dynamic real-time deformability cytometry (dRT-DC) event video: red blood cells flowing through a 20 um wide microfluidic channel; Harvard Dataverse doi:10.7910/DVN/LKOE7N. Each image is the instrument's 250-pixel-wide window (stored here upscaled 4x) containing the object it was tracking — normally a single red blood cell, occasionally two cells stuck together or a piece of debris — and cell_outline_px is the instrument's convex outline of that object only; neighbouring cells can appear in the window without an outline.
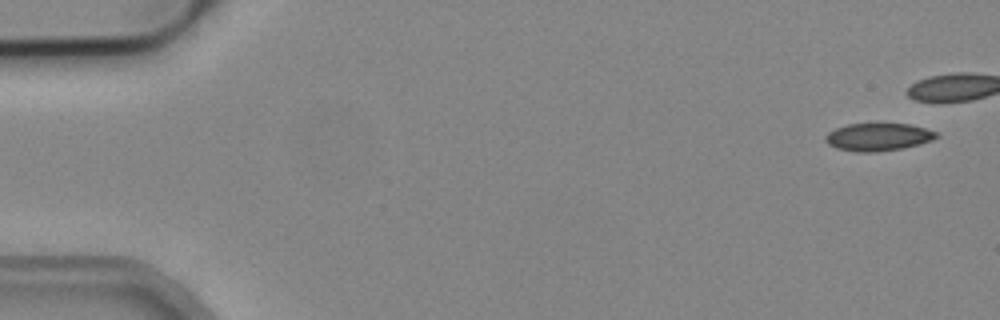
{"species": "common noctule bat (a hibernating species)", "species_latin": "Nyctalus noctula", "temperature_condition": "cold", "stored_images_in_passage": 8, "camera_frame_rate_fps": 3000, "um_per_image_px": 0.085, "animal": {"sex": "male", "body_mass_g": 19.2, "forearm_length_mm": 51.8}, "frame": {"image": 1, "passage_image": 1, "time_ms": 0.0, "image_size_px": [1000, 320], "cell_outline_px": [[940, 136], [932, 140], [900, 148], [876, 152], [856, 152], [836, 148], [828, 144], [824, 140], [824, 136], [828, 132], [836, 128], [848, 124], [908, 124], [940, 132]], "centroid_in_image_um": [74.62, 11.64], "position_along_channel_um": 10.4, "area_um2": 17.8}}
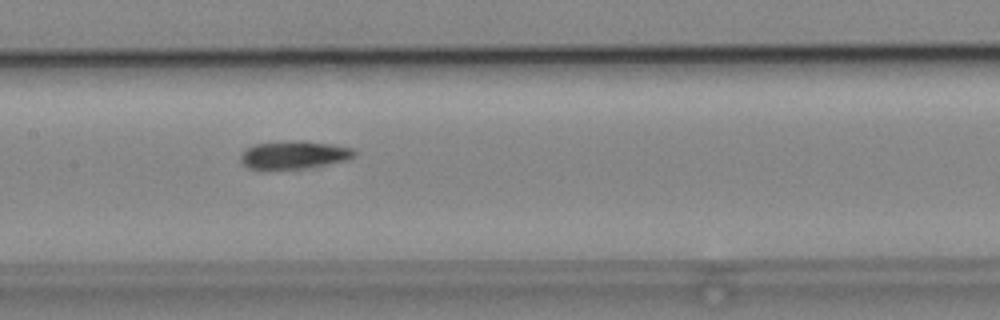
{"frame": {"image": 2, "passage_image": 8, "time_ms": 2.333, "image_size_px": [1000, 320], "cell_outline_px": [[356, 156], [348, 160], [328, 164], [304, 168], [248, 168], [240, 160], [240, 156], [248, 148], [256, 144], [288, 140], [304, 140], [332, 144], [352, 148], [356, 152]], "centroid_in_image_um": [25.06, 13.14], "position_along_channel_um": 182.3, "area_um2": 18.38}}